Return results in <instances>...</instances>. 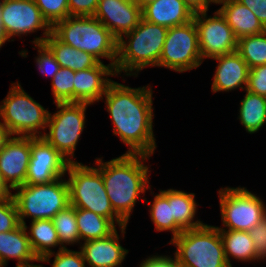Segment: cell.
Here are the masks:
<instances>
[{
  "label": "cell",
  "mask_w": 266,
  "mask_h": 267,
  "mask_svg": "<svg viewBox=\"0 0 266 267\" xmlns=\"http://www.w3.org/2000/svg\"><path fill=\"white\" fill-rule=\"evenodd\" d=\"M153 93L150 84L132 88L113 81L101 98L113 124V135L127 145L125 154L154 155L157 144L153 132Z\"/></svg>",
  "instance_id": "6da1fadb"
},
{
  "label": "cell",
  "mask_w": 266,
  "mask_h": 267,
  "mask_svg": "<svg viewBox=\"0 0 266 267\" xmlns=\"http://www.w3.org/2000/svg\"><path fill=\"white\" fill-rule=\"evenodd\" d=\"M150 158L143 154L123 153L106 162L102 157H96L93 163L102 173L106 193L115 213L126 224L138 199L152 187L149 179L151 165H146Z\"/></svg>",
  "instance_id": "7a4b0ae2"
},
{
  "label": "cell",
  "mask_w": 266,
  "mask_h": 267,
  "mask_svg": "<svg viewBox=\"0 0 266 267\" xmlns=\"http://www.w3.org/2000/svg\"><path fill=\"white\" fill-rule=\"evenodd\" d=\"M168 28L140 19L137 27L124 34L117 43V77H138L146 67H157Z\"/></svg>",
  "instance_id": "3957f363"
},
{
  "label": "cell",
  "mask_w": 266,
  "mask_h": 267,
  "mask_svg": "<svg viewBox=\"0 0 266 267\" xmlns=\"http://www.w3.org/2000/svg\"><path fill=\"white\" fill-rule=\"evenodd\" d=\"M52 34L62 43L90 53L99 62L109 60L115 68L118 40L93 16H68L52 26Z\"/></svg>",
  "instance_id": "277c9868"
},
{
  "label": "cell",
  "mask_w": 266,
  "mask_h": 267,
  "mask_svg": "<svg viewBox=\"0 0 266 267\" xmlns=\"http://www.w3.org/2000/svg\"><path fill=\"white\" fill-rule=\"evenodd\" d=\"M66 174L70 205L108 218L118 227L127 226L115 213L106 193L102 173L96 165L70 162Z\"/></svg>",
  "instance_id": "5b68a950"
},
{
  "label": "cell",
  "mask_w": 266,
  "mask_h": 267,
  "mask_svg": "<svg viewBox=\"0 0 266 267\" xmlns=\"http://www.w3.org/2000/svg\"><path fill=\"white\" fill-rule=\"evenodd\" d=\"M175 245L179 267H230L217 226L204 224L184 230L169 243Z\"/></svg>",
  "instance_id": "8992f818"
},
{
  "label": "cell",
  "mask_w": 266,
  "mask_h": 267,
  "mask_svg": "<svg viewBox=\"0 0 266 267\" xmlns=\"http://www.w3.org/2000/svg\"><path fill=\"white\" fill-rule=\"evenodd\" d=\"M48 116V108L25 92L19 81L11 83L7 96L0 102V121L11 136L42 137Z\"/></svg>",
  "instance_id": "52a82bcc"
},
{
  "label": "cell",
  "mask_w": 266,
  "mask_h": 267,
  "mask_svg": "<svg viewBox=\"0 0 266 267\" xmlns=\"http://www.w3.org/2000/svg\"><path fill=\"white\" fill-rule=\"evenodd\" d=\"M14 190L12 197L22 225L26 224V218H30V221L51 220L59 211L70 205L65 177L45 184H24Z\"/></svg>",
  "instance_id": "ba28073f"
},
{
  "label": "cell",
  "mask_w": 266,
  "mask_h": 267,
  "mask_svg": "<svg viewBox=\"0 0 266 267\" xmlns=\"http://www.w3.org/2000/svg\"><path fill=\"white\" fill-rule=\"evenodd\" d=\"M56 112H49L43 138L59 151L69 162H77L75 151L86 127L88 103H54Z\"/></svg>",
  "instance_id": "9c48e42d"
},
{
  "label": "cell",
  "mask_w": 266,
  "mask_h": 267,
  "mask_svg": "<svg viewBox=\"0 0 266 267\" xmlns=\"http://www.w3.org/2000/svg\"><path fill=\"white\" fill-rule=\"evenodd\" d=\"M222 227L249 231L266 217V204L257 194L246 187H222L218 189Z\"/></svg>",
  "instance_id": "30bf717a"
},
{
  "label": "cell",
  "mask_w": 266,
  "mask_h": 267,
  "mask_svg": "<svg viewBox=\"0 0 266 267\" xmlns=\"http://www.w3.org/2000/svg\"><path fill=\"white\" fill-rule=\"evenodd\" d=\"M0 18L3 46L6 42L15 41L17 36L22 38L40 30L43 31L41 36H36L31 43L43 44L52 33V26L43 17L34 0H1Z\"/></svg>",
  "instance_id": "8fae6325"
},
{
  "label": "cell",
  "mask_w": 266,
  "mask_h": 267,
  "mask_svg": "<svg viewBox=\"0 0 266 267\" xmlns=\"http://www.w3.org/2000/svg\"><path fill=\"white\" fill-rule=\"evenodd\" d=\"M203 64L199 50L198 31L194 19L168 28L157 67L184 73Z\"/></svg>",
  "instance_id": "7c38bea8"
},
{
  "label": "cell",
  "mask_w": 266,
  "mask_h": 267,
  "mask_svg": "<svg viewBox=\"0 0 266 267\" xmlns=\"http://www.w3.org/2000/svg\"><path fill=\"white\" fill-rule=\"evenodd\" d=\"M193 19L202 61L237 50L238 39L218 9L212 16L208 11L194 13Z\"/></svg>",
  "instance_id": "4fadbf2b"
},
{
  "label": "cell",
  "mask_w": 266,
  "mask_h": 267,
  "mask_svg": "<svg viewBox=\"0 0 266 267\" xmlns=\"http://www.w3.org/2000/svg\"><path fill=\"white\" fill-rule=\"evenodd\" d=\"M70 162L43 137H31L25 184H45L65 177Z\"/></svg>",
  "instance_id": "5bb4252c"
},
{
  "label": "cell",
  "mask_w": 266,
  "mask_h": 267,
  "mask_svg": "<svg viewBox=\"0 0 266 267\" xmlns=\"http://www.w3.org/2000/svg\"><path fill=\"white\" fill-rule=\"evenodd\" d=\"M31 156V137L11 136L0 151V176L14 190L24 185Z\"/></svg>",
  "instance_id": "9a60e30c"
},
{
  "label": "cell",
  "mask_w": 266,
  "mask_h": 267,
  "mask_svg": "<svg viewBox=\"0 0 266 267\" xmlns=\"http://www.w3.org/2000/svg\"><path fill=\"white\" fill-rule=\"evenodd\" d=\"M93 17L119 40L137 27L142 18L141 6L135 0H99Z\"/></svg>",
  "instance_id": "2e32d148"
},
{
  "label": "cell",
  "mask_w": 266,
  "mask_h": 267,
  "mask_svg": "<svg viewBox=\"0 0 266 267\" xmlns=\"http://www.w3.org/2000/svg\"><path fill=\"white\" fill-rule=\"evenodd\" d=\"M127 226L119 227L109 236L88 240L80 244L79 249L84 257L86 267H122L129 252L120 243L125 239ZM121 237V238H120Z\"/></svg>",
  "instance_id": "e0dca14e"
},
{
  "label": "cell",
  "mask_w": 266,
  "mask_h": 267,
  "mask_svg": "<svg viewBox=\"0 0 266 267\" xmlns=\"http://www.w3.org/2000/svg\"><path fill=\"white\" fill-rule=\"evenodd\" d=\"M116 76L115 68L104 62H98L86 70L75 71L73 102L91 105L100 102L108 86L114 81L109 77Z\"/></svg>",
  "instance_id": "ac0fdd59"
},
{
  "label": "cell",
  "mask_w": 266,
  "mask_h": 267,
  "mask_svg": "<svg viewBox=\"0 0 266 267\" xmlns=\"http://www.w3.org/2000/svg\"><path fill=\"white\" fill-rule=\"evenodd\" d=\"M212 59L217 61L211 84L212 93L246 89L249 68L237 51Z\"/></svg>",
  "instance_id": "d6986e66"
},
{
  "label": "cell",
  "mask_w": 266,
  "mask_h": 267,
  "mask_svg": "<svg viewBox=\"0 0 266 267\" xmlns=\"http://www.w3.org/2000/svg\"><path fill=\"white\" fill-rule=\"evenodd\" d=\"M142 19L171 28L193 20L194 12L183 0H155L141 8Z\"/></svg>",
  "instance_id": "ffe728a7"
},
{
  "label": "cell",
  "mask_w": 266,
  "mask_h": 267,
  "mask_svg": "<svg viewBox=\"0 0 266 267\" xmlns=\"http://www.w3.org/2000/svg\"><path fill=\"white\" fill-rule=\"evenodd\" d=\"M218 9L225 17L237 39L264 33L266 28L246 6L237 0H217Z\"/></svg>",
  "instance_id": "44dd1931"
},
{
  "label": "cell",
  "mask_w": 266,
  "mask_h": 267,
  "mask_svg": "<svg viewBox=\"0 0 266 267\" xmlns=\"http://www.w3.org/2000/svg\"><path fill=\"white\" fill-rule=\"evenodd\" d=\"M0 259L5 267L10 259L16 260V265L39 263L31 248L24 225L20 224L12 231L0 232Z\"/></svg>",
  "instance_id": "7402d4cb"
},
{
  "label": "cell",
  "mask_w": 266,
  "mask_h": 267,
  "mask_svg": "<svg viewBox=\"0 0 266 267\" xmlns=\"http://www.w3.org/2000/svg\"><path fill=\"white\" fill-rule=\"evenodd\" d=\"M159 191L168 199L175 223L183 231L198 228L205 224L196 217L198 213L197 209L200 204L196 203L195 193L173 188L167 190L159 189Z\"/></svg>",
  "instance_id": "603a6c76"
},
{
  "label": "cell",
  "mask_w": 266,
  "mask_h": 267,
  "mask_svg": "<svg viewBox=\"0 0 266 267\" xmlns=\"http://www.w3.org/2000/svg\"><path fill=\"white\" fill-rule=\"evenodd\" d=\"M43 44L51 51L62 68L80 71L92 68L99 62L90 53L62 43L52 33L45 39Z\"/></svg>",
  "instance_id": "cb8c5ba5"
},
{
  "label": "cell",
  "mask_w": 266,
  "mask_h": 267,
  "mask_svg": "<svg viewBox=\"0 0 266 267\" xmlns=\"http://www.w3.org/2000/svg\"><path fill=\"white\" fill-rule=\"evenodd\" d=\"M30 222V227L27 226V223L24 227L27 231L31 248L38 259H42L44 256L54 253L55 251L52 248L56 249V247L59 246L58 251L64 248L60 244L52 220L41 219Z\"/></svg>",
  "instance_id": "d4e9b609"
},
{
  "label": "cell",
  "mask_w": 266,
  "mask_h": 267,
  "mask_svg": "<svg viewBox=\"0 0 266 267\" xmlns=\"http://www.w3.org/2000/svg\"><path fill=\"white\" fill-rule=\"evenodd\" d=\"M224 244L225 257L230 267L231 260L242 263L259 262L253 240L247 231L219 229Z\"/></svg>",
  "instance_id": "484cf974"
},
{
  "label": "cell",
  "mask_w": 266,
  "mask_h": 267,
  "mask_svg": "<svg viewBox=\"0 0 266 267\" xmlns=\"http://www.w3.org/2000/svg\"><path fill=\"white\" fill-rule=\"evenodd\" d=\"M240 100L238 119L249 134L259 132L266 125V97L244 90Z\"/></svg>",
  "instance_id": "4316f807"
},
{
  "label": "cell",
  "mask_w": 266,
  "mask_h": 267,
  "mask_svg": "<svg viewBox=\"0 0 266 267\" xmlns=\"http://www.w3.org/2000/svg\"><path fill=\"white\" fill-rule=\"evenodd\" d=\"M76 223L80 244L83 241L105 238L117 229L110 219L81 208H76Z\"/></svg>",
  "instance_id": "83f0119b"
},
{
  "label": "cell",
  "mask_w": 266,
  "mask_h": 267,
  "mask_svg": "<svg viewBox=\"0 0 266 267\" xmlns=\"http://www.w3.org/2000/svg\"><path fill=\"white\" fill-rule=\"evenodd\" d=\"M150 190V194L154 197L153 201L150 203L147 198L142 199L149 207V217L155 226V231L170 232L172 233V239L177 237L183 230L175 223L168 199L160 191L154 194L153 189Z\"/></svg>",
  "instance_id": "f1b7e54d"
},
{
  "label": "cell",
  "mask_w": 266,
  "mask_h": 267,
  "mask_svg": "<svg viewBox=\"0 0 266 267\" xmlns=\"http://www.w3.org/2000/svg\"><path fill=\"white\" fill-rule=\"evenodd\" d=\"M53 225L57 232L60 244L67 248L66 245H80V236L76 223V208L72 205L59 211L52 219Z\"/></svg>",
  "instance_id": "f546056e"
},
{
  "label": "cell",
  "mask_w": 266,
  "mask_h": 267,
  "mask_svg": "<svg viewBox=\"0 0 266 267\" xmlns=\"http://www.w3.org/2000/svg\"><path fill=\"white\" fill-rule=\"evenodd\" d=\"M249 69L266 64V31L238 39L237 50Z\"/></svg>",
  "instance_id": "4dcf8cb0"
},
{
  "label": "cell",
  "mask_w": 266,
  "mask_h": 267,
  "mask_svg": "<svg viewBox=\"0 0 266 267\" xmlns=\"http://www.w3.org/2000/svg\"><path fill=\"white\" fill-rule=\"evenodd\" d=\"M75 71L69 68H60L51 80L52 96L54 103L73 102V82Z\"/></svg>",
  "instance_id": "1f68e13d"
},
{
  "label": "cell",
  "mask_w": 266,
  "mask_h": 267,
  "mask_svg": "<svg viewBox=\"0 0 266 267\" xmlns=\"http://www.w3.org/2000/svg\"><path fill=\"white\" fill-rule=\"evenodd\" d=\"M34 2L51 26L69 16L68 0H34Z\"/></svg>",
  "instance_id": "d6a6232c"
},
{
  "label": "cell",
  "mask_w": 266,
  "mask_h": 267,
  "mask_svg": "<svg viewBox=\"0 0 266 267\" xmlns=\"http://www.w3.org/2000/svg\"><path fill=\"white\" fill-rule=\"evenodd\" d=\"M51 263L52 267H86L81 250H71L63 248L54 253L48 254L42 258L43 263Z\"/></svg>",
  "instance_id": "836d02e7"
},
{
  "label": "cell",
  "mask_w": 266,
  "mask_h": 267,
  "mask_svg": "<svg viewBox=\"0 0 266 267\" xmlns=\"http://www.w3.org/2000/svg\"><path fill=\"white\" fill-rule=\"evenodd\" d=\"M37 48V56L35 57V63L37 70L42 73L41 75L51 77V80L55 74L60 70V65L55 60L54 55L44 44H37L33 49Z\"/></svg>",
  "instance_id": "e575fe53"
},
{
  "label": "cell",
  "mask_w": 266,
  "mask_h": 267,
  "mask_svg": "<svg viewBox=\"0 0 266 267\" xmlns=\"http://www.w3.org/2000/svg\"><path fill=\"white\" fill-rule=\"evenodd\" d=\"M19 225V216L13 197L0 200V232L12 231Z\"/></svg>",
  "instance_id": "d590c367"
},
{
  "label": "cell",
  "mask_w": 266,
  "mask_h": 267,
  "mask_svg": "<svg viewBox=\"0 0 266 267\" xmlns=\"http://www.w3.org/2000/svg\"><path fill=\"white\" fill-rule=\"evenodd\" d=\"M245 90L266 97V64L249 69Z\"/></svg>",
  "instance_id": "8d00e7d4"
},
{
  "label": "cell",
  "mask_w": 266,
  "mask_h": 267,
  "mask_svg": "<svg viewBox=\"0 0 266 267\" xmlns=\"http://www.w3.org/2000/svg\"><path fill=\"white\" fill-rule=\"evenodd\" d=\"M250 237L253 240L256 256L259 261L266 260V217H264L255 227L249 231Z\"/></svg>",
  "instance_id": "74e56055"
},
{
  "label": "cell",
  "mask_w": 266,
  "mask_h": 267,
  "mask_svg": "<svg viewBox=\"0 0 266 267\" xmlns=\"http://www.w3.org/2000/svg\"><path fill=\"white\" fill-rule=\"evenodd\" d=\"M99 0H68L69 16H93Z\"/></svg>",
  "instance_id": "f35d334b"
},
{
  "label": "cell",
  "mask_w": 266,
  "mask_h": 267,
  "mask_svg": "<svg viewBox=\"0 0 266 267\" xmlns=\"http://www.w3.org/2000/svg\"><path fill=\"white\" fill-rule=\"evenodd\" d=\"M139 267H179L177 260L173 254L172 255H151L143 259Z\"/></svg>",
  "instance_id": "ab89813d"
},
{
  "label": "cell",
  "mask_w": 266,
  "mask_h": 267,
  "mask_svg": "<svg viewBox=\"0 0 266 267\" xmlns=\"http://www.w3.org/2000/svg\"><path fill=\"white\" fill-rule=\"evenodd\" d=\"M249 8L266 28V0H237Z\"/></svg>",
  "instance_id": "60d3db41"
},
{
  "label": "cell",
  "mask_w": 266,
  "mask_h": 267,
  "mask_svg": "<svg viewBox=\"0 0 266 267\" xmlns=\"http://www.w3.org/2000/svg\"><path fill=\"white\" fill-rule=\"evenodd\" d=\"M184 3L194 12L209 11L211 4H217V0H183Z\"/></svg>",
  "instance_id": "b9f144b4"
},
{
  "label": "cell",
  "mask_w": 266,
  "mask_h": 267,
  "mask_svg": "<svg viewBox=\"0 0 266 267\" xmlns=\"http://www.w3.org/2000/svg\"><path fill=\"white\" fill-rule=\"evenodd\" d=\"M11 138L8 129L0 121V151L4 148L5 143Z\"/></svg>",
  "instance_id": "7bdbcfd3"
},
{
  "label": "cell",
  "mask_w": 266,
  "mask_h": 267,
  "mask_svg": "<svg viewBox=\"0 0 266 267\" xmlns=\"http://www.w3.org/2000/svg\"><path fill=\"white\" fill-rule=\"evenodd\" d=\"M12 196V191L10 188L3 182L0 176V200L8 199Z\"/></svg>",
  "instance_id": "ee69618b"
},
{
  "label": "cell",
  "mask_w": 266,
  "mask_h": 267,
  "mask_svg": "<svg viewBox=\"0 0 266 267\" xmlns=\"http://www.w3.org/2000/svg\"><path fill=\"white\" fill-rule=\"evenodd\" d=\"M39 262L41 264H35L34 262L26 264V265H16L15 267H45L43 266V261L42 259H39Z\"/></svg>",
  "instance_id": "f6af8a7d"
},
{
  "label": "cell",
  "mask_w": 266,
  "mask_h": 267,
  "mask_svg": "<svg viewBox=\"0 0 266 267\" xmlns=\"http://www.w3.org/2000/svg\"><path fill=\"white\" fill-rule=\"evenodd\" d=\"M140 6L141 8L145 5V4H148L152 1H155V0H135Z\"/></svg>",
  "instance_id": "bcb514c9"
},
{
  "label": "cell",
  "mask_w": 266,
  "mask_h": 267,
  "mask_svg": "<svg viewBox=\"0 0 266 267\" xmlns=\"http://www.w3.org/2000/svg\"><path fill=\"white\" fill-rule=\"evenodd\" d=\"M3 46V31L1 28V18H0V48Z\"/></svg>",
  "instance_id": "7dc6e473"
},
{
  "label": "cell",
  "mask_w": 266,
  "mask_h": 267,
  "mask_svg": "<svg viewBox=\"0 0 266 267\" xmlns=\"http://www.w3.org/2000/svg\"><path fill=\"white\" fill-rule=\"evenodd\" d=\"M0 267H5V265L3 264V262L0 259Z\"/></svg>",
  "instance_id": "c3c4849f"
}]
</instances>
